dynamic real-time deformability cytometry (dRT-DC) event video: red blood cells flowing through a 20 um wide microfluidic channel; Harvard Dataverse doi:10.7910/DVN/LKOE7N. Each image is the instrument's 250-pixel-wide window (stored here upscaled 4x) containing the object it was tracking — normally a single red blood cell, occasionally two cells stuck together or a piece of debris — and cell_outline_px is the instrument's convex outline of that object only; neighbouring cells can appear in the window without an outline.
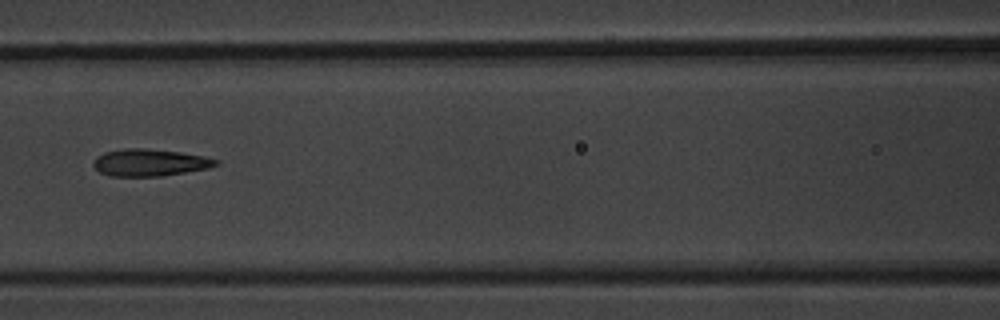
{"species": "common noctule bat (a hibernating species)", "species_latin": "Nyctalus noctula", "temperature_condition": "warm", "stored_images_in_passage": 8, "camera_frame_rate_fps": 3000, "um_per_image_px": 0.085, "animal": {"sex": "male", "body_mass_g": 20.1, "forearm_length_mm": 53.5}, "frame": {"image": 1, "passage_image": 8, "time_ms": 8.0, "image_size_px": [1000, 320], "cell_outline_px": [[220, 164], [208, 168], [160, 176], [108, 176], [100, 172], [92, 164], [92, 160], [96, 156], [104, 152], [124, 148], [144, 148], [180, 152], [204, 156], [220, 160]], "centroid_in_image_um": [12.71, 13.81], "position_along_channel_um": 153.9, "area_um2": 19.42}}